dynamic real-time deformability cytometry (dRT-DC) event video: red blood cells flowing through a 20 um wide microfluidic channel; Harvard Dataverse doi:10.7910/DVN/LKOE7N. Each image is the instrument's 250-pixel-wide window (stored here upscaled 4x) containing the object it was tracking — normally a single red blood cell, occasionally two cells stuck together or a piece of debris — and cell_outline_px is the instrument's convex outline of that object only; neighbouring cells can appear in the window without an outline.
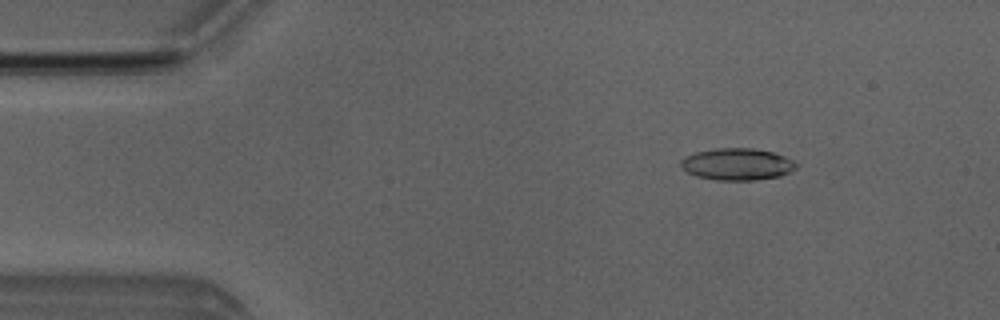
{"species": "Egyptian fruit bat (a non-hibernating species)", "species_latin": "Rousettus aegyptiacus", "temperature_condition": "room temperature", "stored_images_in_passage": 4, "camera_frame_rate_fps": 3000, "um_per_image_px": 0.085, "animal": {"sex": "male"}, "frame": {"image": 1, "passage_image": 2, "time_ms": 2.0, "image_size_px": [1000, 320], "cell_outline_px": [[800, 164], [796, 168], [780, 176], [752, 180], [716, 180], [696, 176], [680, 168], [680, 160], [684, 156], [696, 152], [716, 148], [752, 148], [772, 152], [784, 156]], "centroid_in_image_um": [62.63, 13.95], "position_along_channel_um": 22.4, "area_um2": 21.5}}